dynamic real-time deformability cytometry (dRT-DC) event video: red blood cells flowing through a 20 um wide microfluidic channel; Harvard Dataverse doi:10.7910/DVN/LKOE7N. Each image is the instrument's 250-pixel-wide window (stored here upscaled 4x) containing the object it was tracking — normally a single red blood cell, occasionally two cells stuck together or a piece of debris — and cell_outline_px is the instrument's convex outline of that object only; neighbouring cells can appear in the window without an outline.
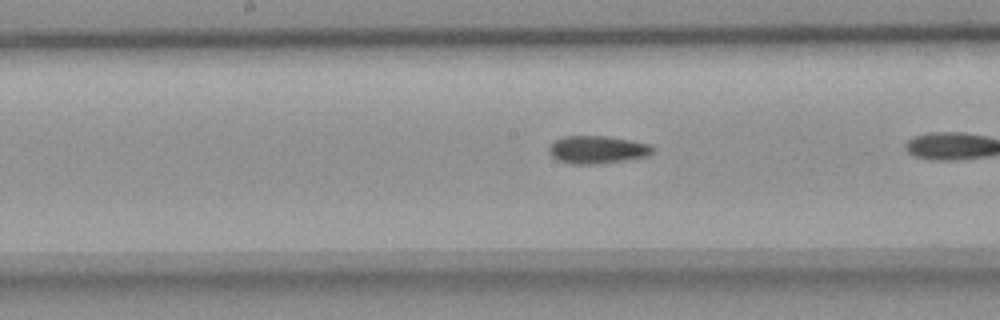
{"species": "common noctule bat (a hibernating species)", "species_latin": "Nyctalus noctula", "temperature_condition": "room temperature", "stored_images_in_passage": 12, "camera_frame_rate_fps": 3000, "um_per_image_px": 0.085, "animal": {"sex": "female", "body_mass_g": 18.4}, "frame": {"image": 1, "passage_image": 10, "time_ms": 3.0, "image_size_px": [1000, 320], "cell_outline_px": [[652, 152], [648, 156], [600, 164], [572, 164], [556, 160], [548, 152], [548, 148], [556, 140], [564, 136], [608, 136], [652, 144]], "centroid_in_image_um": [50.76, 12.72], "position_along_channel_um": 197.4, "area_um2": 16.82}}